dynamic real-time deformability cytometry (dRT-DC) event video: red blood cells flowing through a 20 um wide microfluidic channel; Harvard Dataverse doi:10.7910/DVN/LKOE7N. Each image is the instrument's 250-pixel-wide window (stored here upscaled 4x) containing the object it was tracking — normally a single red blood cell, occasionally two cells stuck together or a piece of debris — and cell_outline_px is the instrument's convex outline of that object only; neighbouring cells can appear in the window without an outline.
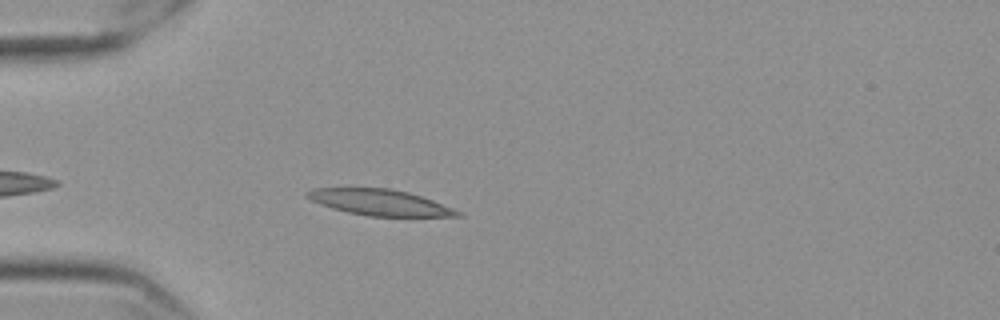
{"species": "Egyptian fruit bat (a non-hibernating species)", "species_latin": "Rousettus aegyptiacus", "temperature_condition": "cold", "stored_images_in_passage": 43, "camera_frame_rate_fps": 3000, "um_per_image_px": 0.085, "frame": {"image": 1, "passage_image": 5, "time_ms": 1.333, "image_size_px": [1000, 320], "cell_outline_px": [[464, 216], [368, 216], [348, 212], [332, 208], [320, 204], [304, 196], [304, 192], [312, 188], [388, 188], [408, 192], [432, 200], [452, 208], [460, 212]], "centroid_in_image_um": [32.22, 17.2], "position_along_channel_um": 52.8, "area_um2": 22.54}}
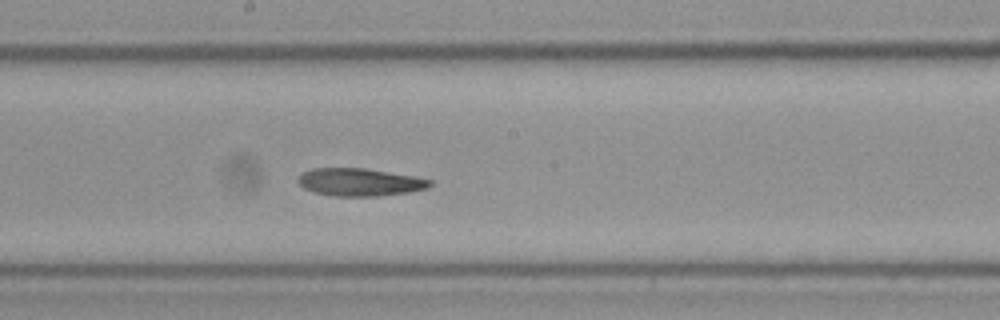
{"frame": {"image": 2, "passage_image": 20, "time_ms": 6.333, "image_size_px": [1000, 320], "cell_outline_px": [[432, 184], [428, 188], [408, 192], [376, 196], [332, 196], [316, 192], [304, 188], [296, 180], [304, 172], [312, 168], [364, 168], [412, 176], [432, 180]], "centroid_in_image_um": [30.57, 15.48], "position_along_channel_um": 217.6, "area_um2": 21.04}}
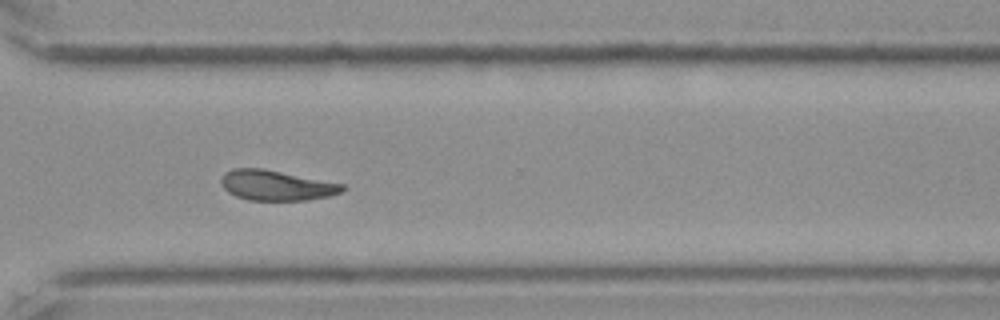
{"frame": {"image": 3, "passage_image": 31, "time_ms": 10.0, "image_size_px": [1000, 320], "cell_outline_px": [[348, 188], [340, 192], [328, 196], [308, 200], [248, 200], [236, 196], [228, 192], [220, 184], [220, 180], [224, 172], [232, 168], [264, 168], [344, 184]], "centroid_in_image_um": [23.47, 15.74], "position_along_channel_um": 347.1, "area_um2": 21.5}, "authors_computed_cell_mechanics": {"area_um2": 21.675, "velocity_mm_per_s": 3.5355, "shape_relaxation_time_tau1_ms": null, "shape_relaxation_time_tau2_ms": 4.5326, "deformation_change_tau1": null, "deformation_change_tau2": 0.1106}}